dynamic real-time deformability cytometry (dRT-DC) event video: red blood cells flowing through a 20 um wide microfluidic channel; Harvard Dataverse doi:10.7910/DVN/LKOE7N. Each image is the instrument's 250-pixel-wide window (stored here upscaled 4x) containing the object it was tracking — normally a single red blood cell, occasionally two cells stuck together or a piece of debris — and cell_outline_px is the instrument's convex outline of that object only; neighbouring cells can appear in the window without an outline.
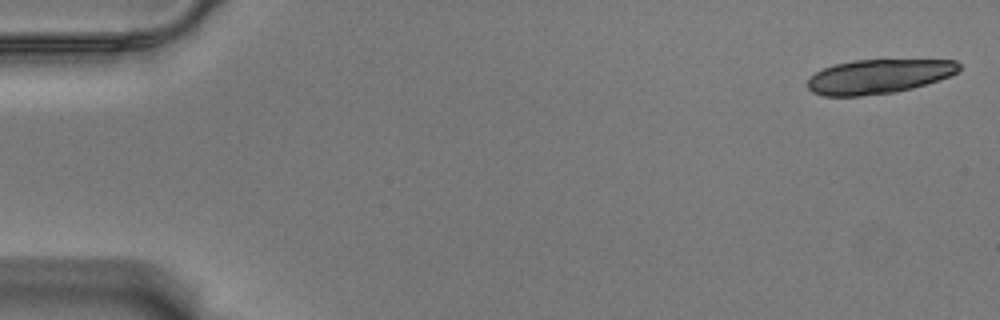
{"species": "Egyptian fruit bat (a non-hibernating species)", "species_latin": "Rousettus aegyptiacus", "temperature_condition": "warm", "stored_images_in_passage": 21, "camera_frame_rate_fps": 3000, "um_per_image_px": 0.085, "animal": {"sex": "male"}, "frame": {"image": 1, "passage_image": 2, "time_ms": 0.333, "image_size_px": [1000, 320], "cell_outline_px": [[960, 68], [956, 72], [948, 76], [912, 88], [896, 92], [860, 96], [824, 96], [812, 92], [808, 88], [808, 80], [816, 72], [824, 68], [836, 64], [856, 60], [880, 56], [956, 60], [960, 64]], "centroid_in_image_um": [74.73, 6.43], "position_along_channel_um": 10.3, "area_um2": 31.39}}